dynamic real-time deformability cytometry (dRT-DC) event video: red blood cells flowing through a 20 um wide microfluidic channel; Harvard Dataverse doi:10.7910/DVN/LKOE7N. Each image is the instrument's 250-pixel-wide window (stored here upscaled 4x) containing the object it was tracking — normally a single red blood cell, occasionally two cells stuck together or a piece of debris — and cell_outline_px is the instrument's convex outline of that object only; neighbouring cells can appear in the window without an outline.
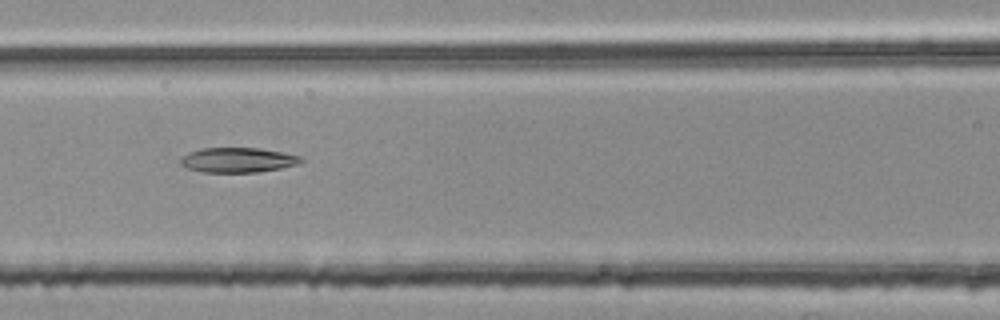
{"species": "common noctule bat (a hibernating species)", "species_latin": "Nyctalus noctula", "temperature_condition": "room temperature", "stored_images_in_passage": 6, "camera_frame_rate_fps": 3000, "um_per_image_px": 0.085, "animal": {"sex": "female", "body_mass_g": 25.1}, "frame": {"image": 1, "passage_image": 6, "time_ms": 1.667, "image_size_px": [1000, 320], "cell_outline_px": [[304, 160], [300, 164], [280, 168], [256, 172], [200, 172], [188, 168], [180, 164], [180, 160], [188, 152], [200, 148], [260, 148], [284, 152], [300, 156]], "centroid_in_image_um": [20.23, 13.59], "position_along_channel_um": 146.4, "area_um2": 17.51}}